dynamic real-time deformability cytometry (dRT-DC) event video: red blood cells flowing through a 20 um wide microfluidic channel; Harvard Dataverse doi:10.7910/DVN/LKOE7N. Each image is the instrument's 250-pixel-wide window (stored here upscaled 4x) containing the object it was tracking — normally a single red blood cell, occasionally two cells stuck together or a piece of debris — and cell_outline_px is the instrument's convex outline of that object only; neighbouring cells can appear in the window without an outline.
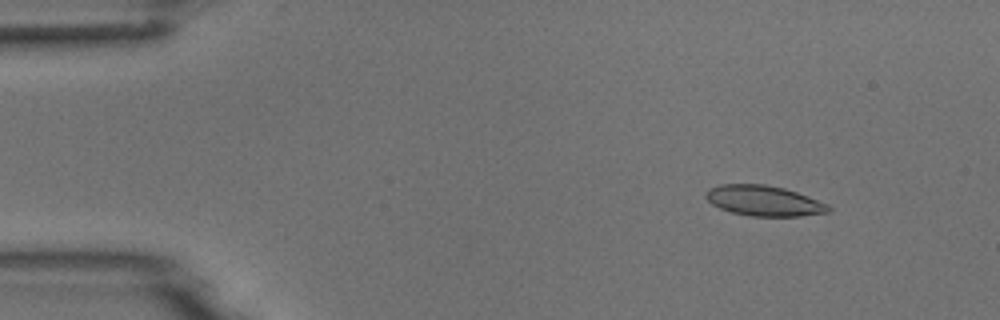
{"species": "common noctule bat (a hibernating species)", "species_latin": "Nyctalus noctula", "temperature_condition": "room temperature", "stored_images_in_passage": 6, "camera_frame_rate_fps": 3000, "um_per_image_px": 0.085, "animal": {"sex": "male", "body_mass_g": 18.8}, "frame": {"image": 1, "passage_image": 2, "time_ms": 1.0, "image_size_px": [1000, 320], "cell_outline_px": [[832, 212], [800, 216], [752, 216], [732, 212], [720, 208], [712, 204], [704, 196], [704, 192], [708, 188], [720, 184], [764, 184], [784, 188], [808, 196], [828, 204], [832, 208]], "centroid_in_image_um": [64.93, 17.06], "position_along_channel_um": 20.1, "area_um2": 21.85}}
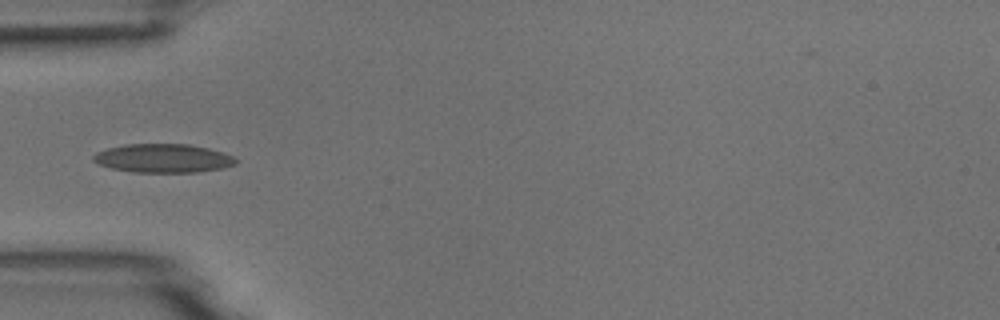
{"frame": {"image": 2, "passage_image": 5, "time_ms": 4.667, "image_size_px": [1000, 320], "cell_outline_px": [[240, 160], [236, 164], [224, 168], [196, 172], [136, 172], [112, 168], [100, 164], [92, 160], [92, 156], [96, 152], [108, 148], [124, 144], [188, 144], [208, 148], [224, 152]], "centroid_in_image_um": [13.9, 13.45], "position_along_channel_um": 71.1, "area_um2": 23.87}}